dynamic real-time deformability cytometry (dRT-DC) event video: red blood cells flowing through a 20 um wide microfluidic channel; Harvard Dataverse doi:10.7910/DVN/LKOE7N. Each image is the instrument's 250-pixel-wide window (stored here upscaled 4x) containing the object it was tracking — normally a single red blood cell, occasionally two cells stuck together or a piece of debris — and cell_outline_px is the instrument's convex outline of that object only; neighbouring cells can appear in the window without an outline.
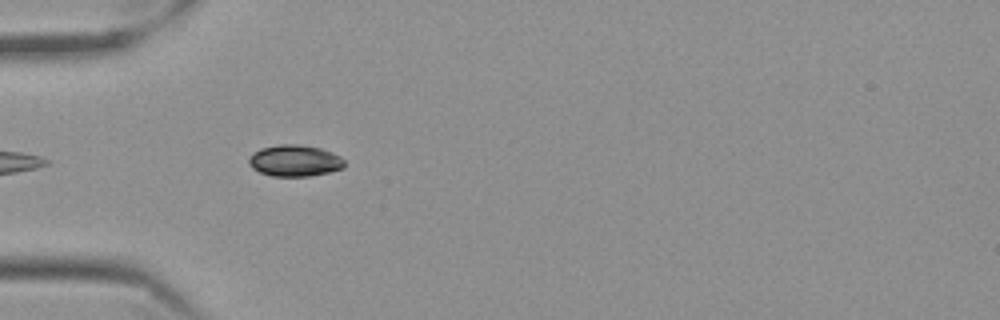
{"species": "Egyptian fruit bat (a non-hibernating species)", "species_latin": "Rousettus aegyptiacus", "temperature_condition": "cold", "stored_images_in_passage": 6, "camera_frame_rate_fps": 3000, "um_per_image_px": 0.085, "frame": {"image": 1, "passage_image": 4, "time_ms": 1.0, "image_size_px": [1000, 320], "cell_outline_px": [[344, 168], [328, 172], [308, 176], [272, 176], [260, 172], [252, 168], [248, 164], [248, 160], [252, 152], [260, 148], [280, 144], [296, 144], [320, 148], [340, 156], [344, 160]], "centroid_in_image_um": [25.02, 13.65], "position_along_channel_um": 60.0, "area_um2": 17.51}}